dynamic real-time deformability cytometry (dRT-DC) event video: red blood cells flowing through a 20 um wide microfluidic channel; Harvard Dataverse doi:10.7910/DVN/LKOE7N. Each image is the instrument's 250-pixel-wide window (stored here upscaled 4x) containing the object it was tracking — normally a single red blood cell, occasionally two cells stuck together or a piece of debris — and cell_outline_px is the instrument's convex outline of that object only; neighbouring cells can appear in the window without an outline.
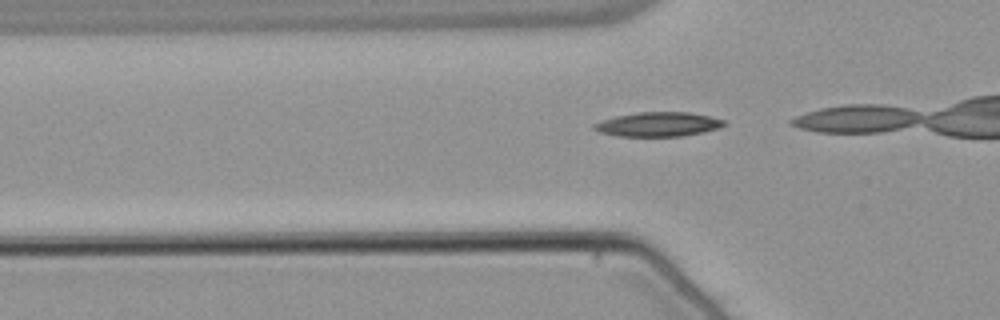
{"species": "common noctule bat (a hibernating species)", "species_latin": "Nyctalus noctula", "temperature_condition": "warm", "stored_images_in_passage": 35, "camera_frame_rate_fps": 3000, "um_per_image_px": 0.085, "animal": {"sex": "male", "body_mass_g": 21.5, "forearm_length_mm": 52.0}, "frame": {"image": 1, "passage_image": 12, "time_ms": 3.667, "image_size_px": [1000, 320], "cell_outline_px": [[724, 124], [716, 128], [700, 132], [680, 136], [620, 136], [600, 132], [592, 128], [592, 124], [616, 116], [636, 112], [688, 112], [708, 116], [724, 120]], "centroid_in_image_um": [55.88, 10.56], "position_along_channel_um": 69.9, "area_um2": 18.03}}